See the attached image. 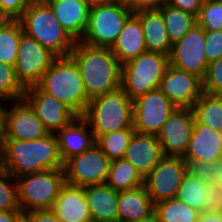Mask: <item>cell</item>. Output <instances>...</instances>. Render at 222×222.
<instances>
[{"mask_svg":"<svg viewBox=\"0 0 222 222\" xmlns=\"http://www.w3.org/2000/svg\"><path fill=\"white\" fill-rule=\"evenodd\" d=\"M157 135L134 133L124 159L130 162L144 179L164 157Z\"/></svg>","mask_w":222,"mask_h":222,"instance_id":"obj_18","label":"cell"},{"mask_svg":"<svg viewBox=\"0 0 222 222\" xmlns=\"http://www.w3.org/2000/svg\"><path fill=\"white\" fill-rule=\"evenodd\" d=\"M18 222H28V220L23 216Z\"/></svg>","mask_w":222,"mask_h":222,"instance_id":"obj_54","label":"cell"},{"mask_svg":"<svg viewBox=\"0 0 222 222\" xmlns=\"http://www.w3.org/2000/svg\"><path fill=\"white\" fill-rule=\"evenodd\" d=\"M52 0H37V4H43V3H48L51 2Z\"/></svg>","mask_w":222,"mask_h":222,"instance_id":"obj_52","label":"cell"},{"mask_svg":"<svg viewBox=\"0 0 222 222\" xmlns=\"http://www.w3.org/2000/svg\"><path fill=\"white\" fill-rule=\"evenodd\" d=\"M5 20L6 18L0 12V24H2Z\"/></svg>","mask_w":222,"mask_h":222,"instance_id":"obj_53","label":"cell"},{"mask_svg":"<svg viewBox=\"0 0 222 222\" xmlns=\"http://www.w3.org/2000/svg\"><path fill=\"white\" fill-rule=\"evenodd\" d=\"M134 14L140 19L147 51L169 56L172 43L169 40L161 11L158 8L139 9Z\"/></svg>","mask_w":222,"mask_h":222,"instance_id":"obj_24","label":"cell"},{"mask_svg":"<svg viewBox=\"0 0 222 222\" xmlns=\"http://www.w3.org/2000/svg\"><path fill=\"white\" fill-rule=\"evenodd\" d=\"M105 184L117 192H123L144 185V179L137 172L136 168L123 158L110 162Z\"/></svg>","mask_w":222,"mask_h":222,"instance_id":"obj_27","label":"cell"},{"mask_svg":"<svg viewBox=\"0 0 222 222\" xmlns=\"http://www.w3.org/2000/svg\"><path fill=\"white\" fill-rule=\"evenodd\" d=\"M218 186H219V188L221 190V194H222V182L218 183Z\"/></svg>","mask_w":222,"mask_h":222,"instance_id":"obj_56","label":"cell"},{"mask_svg":"<svg viewBox=\"0 0 222 222\" xmlns=\"http://www.w3.org/2000/svg\"><path fill=\"white\" fill-rule=\"evenodd\" d=\"M56 136L63 163L96 144L93 132L82 116L74 118L68 125L59 130Z\"/></svg>","mask_w":222,"mask_h":222,"instance_id":"obj_20","label":"cell"},{"mask_svg":"<svg viewBox=\"0 0 222 222\" xmlns=\"http://www.w3.org/2000/svg\"><path fill=\"white\" fill-rule=\"evenodd\" d=\"M83 222H96V221H95V220H93V219H91V218H89L88 220L83 221Z\"/></svg>","mask_w":222,"mask_h":222,"instance_id":"obj_55","label":"cell"},{"mask_svg":"<svg viewBox=\"0 0 222 222\" xmlns=\"http://www.w3.org/2000/svg\"><path fill=\"white\" fill-rule=\"evenodd\" d=\"M28 222H61L51 209L24 213Z\"/></svg>","mask_w":222,"mask_h":222,"instance_id":"obj_43","label":"cell"},{"mask_svg":"<svg viewBox=\"0 0 222 222\" xmlns=\"http://www.w3.org/2000/svg\"><path fill=\"white\" fill-rule=\"evenodd\" d=\"M133 13L127 4L120 0L91 8L81 41L94 47L111 48Z\"/></svg>","mask_w":222,"mask_h":222,"instance_id":"obj_8","label":"cell"},{"mask_svg":"<svg viewBox=\"0 0 222 222\" xmlns=\"http://www.w3.org/2000/svg\"><path fill=\"white\" fill-rule=\"evenodd\" d=\"M111 160L97 144L64 163L65 182L74 186L105 184Z\"/></svg>","mask_w":222,"mask_h":222,"instance_id":"obj_9","label":"cell"},{"mask_svg":"<svg viewBox=\"0 0 222 222\" xmlns=\"http://www.w3.org/2000/svg\"><path fill=\"white\" fill-rule=\"evenodd\" d=\"M51 210L61 222H83L90 218L84 187L65 183Z\"/></svg>","mask_w":222,"mask_h":222,"instance_id":"obj_21","label":"cell"},{"mask_svg":"<svg viewBox=\"0 0 222 222\" xmlns=\"http://www.w3.org/2000/svg\"><path fill=\"white\" fill-rule=\"evenodd\" d=\"M28 7L25 0H0V12L8 20H19Z\"/></svg>","mask_w":222,"mask_h":222,"instance_id":"obj_41","label":"cell"},{"mask_svg":"<svg viewBox=\"0 0 222 222\" xmlns=\"http://www.w3.org/2000/svg\"><path fill=\"white\" fill-rule=\"evenodd\" d=\"M217 184L222 182V159L218 161V171L216 172Z\"/></svg>","mask_w":222,"mask_h":222,"instance_id":"obj_50","label":"cell"},{"mask_svg":"<svg viewBox=\"0 0 222 222\" xmlns=\"http://www.w3.org/2000/svg\"><path fill=\"white\" fill-rule=\"evenodd\" d=\"M121 65L147 51L140 19L133 13L110 48Z\"/></svg>","mask_w":222,"mask_h":222,"instance_id":"obj_25","label":"cell"},{"mask_svg":"<svg viewBox=\"0 0 222 222\" xmlns=\"http://www.w3.org/2000/svg\"><path fill=\"white\" fill-rule=\"evenodd\" d=\"M61 26L75 41H81L88 25L90 8L82 0L48 2Z\"/></svg>","mask_w":222,"mask_h":222,"instance_id":"obj_22","label":"cell"},{"mask_svg":"<svg viewBox=\"0 0 222 222\" xmlns=\"http://www.w3.org/2000/svg\"><path fill=\"white\" fill-rule=\"evenodd\" d=\"M134 133V129H122L110 132L99 136L96 139V144L111 161L123 159Z\"/></svg>","mask_w":222,"mask_h":222,"instance_id":"obj_32","label":"cell"},{"mask_svg":"<svg viewBox=\"0 0 222 222\" xmlns=\"http://www.w3.org/2000/svg\"><path fill=\"white\" fill-rule=\"evenodd\" d=\"M188 173L193 177L201 179L207 185L217 184L216 172L218 171L217 162L194 161L187 164Z\"/></svg>","mask_w":222,"mask_h":222,"instance_id":"obj_38","label":"cell"},{"mask_svg":"<svg viewBox=\"0 0 222 222\" xmlns=\"http://www.w3.org/2000/svg\"><path fill=\"white\" fill-rule=\"evenodd\" d=\"M24 33L58 56H69L76 41L61 26L48 3L32 4L19 19Z\"/></svg>","mask_w":222,"mask_h":222,"instance_id":"obj_5","label":"cell"},{"mask_svg":"<svg viewBox=\"0 0 222 222\" xmlns=\"http://www.w3.org/2000/svg\"><path fill=\"white\" fill-rule=\"evenodd\" d=\"M168 56L145 51L122 65L121 87L131 100L159 88Z\"/></svg>","mask_w":222,"mask_h":222,"instance_id":"obj_7","label":"cell"},{"mask_svg":"<svg viewBox=\"0 0 222 222\" xmlns=\"http://www.w3.org/2000/svg\"><path fill=\"white\" fill-rule=\"evenodd\" d=\"M91 9L101 5L109 4L115 0H82Z\"/></svg>","mask_w":222,"mask_h":222,"instance_id":"obj_48","label":"cell"},{"mask_svg":"<svg viewBox=\"0 0 222 222\" xmlns=\"http://www.w3.org/2000/svg\"><path fill=\"white\" fill-rule=\"evenodd\" d=\"M222 213V194L218 184L208 185L200 214Z\"/></svg>","mask_w":222,"mask_h":222,"instance_id":"obj_40","label":"cell"},{"mask_svg":"<svg viewBox=\"0 0 222 222\" xmlns=\"http://www.w3.org/2000/svg\"><path fill=\"white\" fill-rule=\"evenodd\" d=\"M23 99L32 107L49 133H57L77 117L61 101L37 86L26 89Z\"/></svg>","mask_w":222,"mask_h":222,"instance_id":"obj_16","label":"cell"},{"mask_svg":"<svg viewBox=\"0 0 222 222\" xmlns=\"http://www.w3.org/2000/svg\"><path fill=\"white\" fill-rule=\"evenodd\" d=\"M183 159L186 163L217 162L222 159V132L204 124H194L190 143Z\"/></svg>","mask_w":222,"mask_h":222,"instance_id":"obj_19","label":"cell"},{"mask_svg":"<svg viewBox=\"0 0 222 222\" xmlns=\"http://www.w3.org/2000/svg\"><path fill=\"white\" fill-rule=\"evenodd\" d=\"M203 1L204 0H165L167 4L189 12L196 17L200 12Z\"/></svg>","mask_w":222,"mask_h":222,"instance_id":"obj_42","label":"cell"},{"mask_svg":"<svg viewBox=\"0 0 222 222\" xmlns=\"http://www.w3.org/2000/svg\"><path fill=\"white\" fill-rule=\"evenodd\" d=\"M21 210L15 177L0 169V211Z\"/></svg>","mask_w":222,"mask_h":222,"instance_id":"obj_36","label":"cell"},{"mask_svg":"<svg viewBox=\"0 0 222 222\" xmlns=\"http://www.w3.org/2000/svg\"><path fill=\"white\" fill-rule=\"evenodd\" d=\"M194 124H204L211 129L222 132V95L202 93L192 106Z\"/></svg>","mask_w":222,"mask_h":222,"instance_id":"obj_29","label":"cell"},{"mask_svg":"<svg viewBox=\"0 0 222 222\" xmlns=\"http://www.w3.org/2000/svg\"><path fill=\"white\" fill-rule=\"evenodd\" d=\"M11 105L6 108L4 139L36 140L49 133L24 99L13 101Z\"/></svg>","mask_w":222,"mask_h":222,"instance_id":"obj_17","label":"cell"},{"mask_svg":"<svg viewBox=\"0 0 222 222\" xmlns=\"http://www.w3.org/2000/svg\"><path fill=\"white\" fill-rule=\"evenodd\" d=\"M205 53L208 63L222 57V31H205Z\"/></svg>","mask_w":222,"mask_h":222,"instance_id":"obj_39","label":"cell"},{"mask_svg":"<svg viewBox=\"0 0 222 222\" xmlns=\"http://www.w3.org/2000/svg\"><path fill=\"white\" fill-rule=\"evenodd\" d=\"M24 94L25 89L18 82L14 67L0 62V99L18 101Z\"/></svg>","mask_w":222,"mask_h":222,"instance_id":"obj_34","label":"cell"},{"mask_svg":"<svg viewBox=\"0 0 222 222\" xmlns=\"http://www.w3.org/2000/svg\"><path fill=\"white\" fill-rule=\"evenodd\" d=\"M6 102V103H3ZM2 103L4 105H2ZM6 100L0 99V150L5 137V122H6ZM5 106V107H4Z\"/></svg>","mask_w":222,"mask_h":222,"instance_id":"obj_46","label":"cell"},{"mask_svg":"<svg viewBox=\"0 0 222 222\" xmlns=\"http://www.w3.org/2000/svg\"><path fill=\"white\" fill-rule=\"evenodd\" d=\"M23 32L20 20L6 19L0 24V62L15 66Z\"/></svg>","mask_w":222,"mask_h":222,"instance_id":"obj_30","label":"cell"},{"mask_svg":"<svg viewBox=\"0 0 222 222\" xmlns=\"http://www.w3.org/2000/svg\"><path fill=\"white\" fill-rule=\"evenodd\" d=\"M169 64L204 79L208 67L205 53V30L197 23L180 40L172 44Z\"/></svg>","mask_w":222,"mask_h":222,"instance_id":"obj_10","label":"cell"},{"mask_svg":"<svg viewBox=\"0 0 222 222\" xmlns=\"http://www.w3.org/2000/svg\"><path fill=\"white\" fill-rule=\"evenodd\" d=\"M195 117L192 108H176L157 135L165 156L184 157L190 143Z\"/></svg>","mask_w":222,"mask_h":222,"instance_id":"obj_14","label":"cell"},{"mask_svg":"<svg viewBox=\"0 0 222 222\" xmlns=\"http://www.w3.org/2000/svg\"><path fill=\"white\" fill-rule=\"evenodd\" d=\"M63 167L56 133H48L36 140L3 141L0 169L15 178Z\"/></svg>","mask_w":222,"mask_h":222,"instance_id":"obj_1","label":"cell"},{"mask_svg":"<svg viewBox=\"0 0 222 222\" xmlns=\"http://www.w3.org/2000/svg\"><path fill=\"white\" fill-rule=\"evenodd\" d=\"M95 139L122 129L133 128V100L122 87L89 100L82 116Z\"/></svg>","mask_w":222,"mask_h":222,"instance_id":"obj_4","label":"cell"},{"mask_svg":"<svg viewBox=\"0 0 222 222\" xmlns=\"http://www.w3.org/2000/svg\"><path fill=\"white\" fill-rule=\"evenodd\" d=\"M18 201L23 213L51 209L65 182L63 168L17 177Z\"/></svg>","mask_w":222,"mask_h":222,"instance_id":"obj_6","label":"cell"},{"mask_svg":"<svg viewBox=\"0 0 222 222\" xmlns=\"http://www.w3.org/2000/svg\"><path fill=\"white\" fill-rule=\"evenodd\" d=\"M187 172L183 157L164 156L144 178V186L153 203L176 198Z\"/></svg>","mask_w":222,"mask_h":222,"instance_id":"obj_11","label":"cell"},{"mask_svg":"<svg viewBox=\"0 0 222 222\" xmlns=\"http://www.w3.org/2000/svg\"><path fill=\"white\" fill-rule=\"evenodd\" d=\"M155 211L144 185L118 195V222H137Z\"/></svg>","mask_w":222,"mask_h":222,"instance_id":"obj_26","label":"cell"},{"mask_svg":"<svg viewBox=\"0 0 222 222\" xmlns=\"http://www.w3.org/2000/svg\"><path fill=\"white\" fill-rule=\"evenodd\" d=\"M196 19L205 31H222V0H204Z\"/></svg>","mask_w":222,"mask_h":222,"instance_id":"obj_35","label":"cell"},{"mask_svg":"<svg viewBox=\"0 0 222 222\" xmlns=\"http://www.w3.org/2000/svg\"><path fill=\"white\" fill-rule=\"evenodd\" d=\"M155 212L161 222H198L200 212L189 207L177 198L155 204Z\"/></svg>","mask_w":222,"mask_h":222,"instance_id":"obj_31","label":"cell"},{"mask_svg":"<svg viewBox=\"0 0 222 222\" xmlns=\"http://www.w3.org/2000/svg\"><path fill=\"white\" fill-rule=\"evenodd\" d=\"M90 218L96 222H118L119 192L107 184L84 187Z\"/></svg>","mask_w":222,"mask_h":222,"instance_id":"obj_23","label":"cell"},{"mask_svg":"<svg viewBox=\"0 0 222 222\" xmlns=\"http://www.w3.org/2000/svg\"><path fill=\"white\" fill-rule=\"evenodd\" d=\"M158 9L161 11L165 29L172 44L182 39L197 23L196 16L175 8L165 1L159 5Z\"/></svg>","mask_w":222,"mask_h":222,"instance_id":"obj_28","label":"cell"},{"mask_svg":"<svg viewBox=\"0 0 222 222\" xmlns=\"http://www.w3.org/2000/svg\"><path fill=\"white\" fill-rule=\"evenodd\" d=\"M137 222H161L159 215L154 211L148 217H145Z\"/></svg>","mask_w":222,"mask_h":222,"instance_id":"obj_49","label":"cell"},{"mask_svg":"<svg viewBox=\"0 0 222 222\" xmlns=\"http://www.w3.org/2000/svg\"><path fill=\"white\" fill-rule=\"evenodd\" d=\"M70 56L80 70L89 100L121 87L122 65L110 48L76 41Z\"/></svg>","mask_w":222,"mask_h":222,"instance_id":"obj_2","label":"cell"},{"mask_svg":"<svg viewBox=\"0 0 222 222\" xmlns=\"http://www.w3.org/2000/svg\"><path fill=\"white\" fill-rule=\"evenodd\" d=\"M56 57L49 49L23 32L14 66L18 82L25 90L36 86Z\"/></svg>","mask_w":222,"mask_h":222,"instance_id":"obj_12","label":"cell"},{"mask_svg":"<svg viewBox=\"0 0 222 222\" xmlns=\"http://www.w3.org/2000/svg\"><path fill=\"white\" fill-rule=\"evenodd\" d=\"M23 216L22 210L0 211V222H18Z\"/></svg>","mask_w":222,"mask_h":222,"instance_id":"obj_45","label":"cell"},{"mask_svg":"<svg viewBox=\"0 0 222 222\" xmlns=\"http://www.w3.org/2000/svg\"><path fill=\"white\" fill-rule=\"evenodd\" d=\"M207 189L208 185L205 182L193 177L187 172L178 190L176 198L189 207L201 212L205 203V193Z\"/></svg>","mask_w":222,"mask_h":222,"instance_id":"obj_33","label":"cell"},{"mask_svg":"<svg viewBox=\"0 0 222 222\" xmlns=\"http://www.w3.org/2000/svg\"><path fill=\"white\" fill-rule=\"evenodd\" d=\"M28 5L37 4V0H25Z\"/></svg>","mask_w":222,"mask_h":222,"instance_id":"obj_51","label":"cell"},{"mask_svg":"<svg viewBox=\"0 0 222 222\" xmlns=\"http://www.w3.org/2000/svg\"><path fill=\"white\" fill-rule=\"evenodd\" d=\"M202 90L206 94L222 95V57L208 64Z\"/></svg>","mask_w":222,"mask_h":222,"instance_id":"obj_37","label":"cell"},{"mask_svg":"<svg viewBox=\"0 0 222 222\" xmlns=\"http://www.w3.org/2000/svg\"><path fill=\"white\" fill-rule=\"evenodd\" d=\"M163 0H127L125 3L133 10L158 8Z\"/></svg>","mask_w":222,"mask_h":222,"instance_id":"obj_44","label":"cell"},{"mask_svg":"<svg viewBox=\"0 0 222 222\" xmlns=\"http://www.w3.org/2000/svg\"><path fill=\"white\" fill-rule=\"evenodd\" d=\"M158 89L176 108H192L203 93L200 78L170 64L165 70Z\"/></svg>","mask_w":222,"mask_h":222,"instance_id":"obj_15","label":"cell"},{"mask_svg":"<svg viewBox=\"0 0 222 222\" xmlns=\"http://www.w3.org/2000/svg\"><path fill=\"white\" fill-rule=\"evenodd\" d=\"M198 222H222V213L200 214Z\"/></svg>","mask_w":222,"mask_h":222,"instance_id":"obj_47","label":"cell"},{"mask_svg":"<svg viewBox=\"0 0 222 222\" xmlns=\"http://www.w3.org/2000/svg\"><path fill=\"white\" fill-rule=\"evenodd\" d=\"M36 86L61 101L76 116H83L89 99L80 70L70 55L56 57Z\"/></svg>","mask_w":222,"mask_h":222,"instance_id":"obj_3","label":"cell"},{"mask_svg":"<svg viewBox=\"0 0 222 222\" xmlns=\"http://www.w3.org/2000/svg\"><path fill=\"white\" fill-rule=\"evenodd\" d=\"M176 107L159 90H151L133 100V128L136 133L158 135Z\"/></svg>","mask_w":222,"mask_h":222,"instance_id":"obj_13","label":"cell"}]
</instances>
